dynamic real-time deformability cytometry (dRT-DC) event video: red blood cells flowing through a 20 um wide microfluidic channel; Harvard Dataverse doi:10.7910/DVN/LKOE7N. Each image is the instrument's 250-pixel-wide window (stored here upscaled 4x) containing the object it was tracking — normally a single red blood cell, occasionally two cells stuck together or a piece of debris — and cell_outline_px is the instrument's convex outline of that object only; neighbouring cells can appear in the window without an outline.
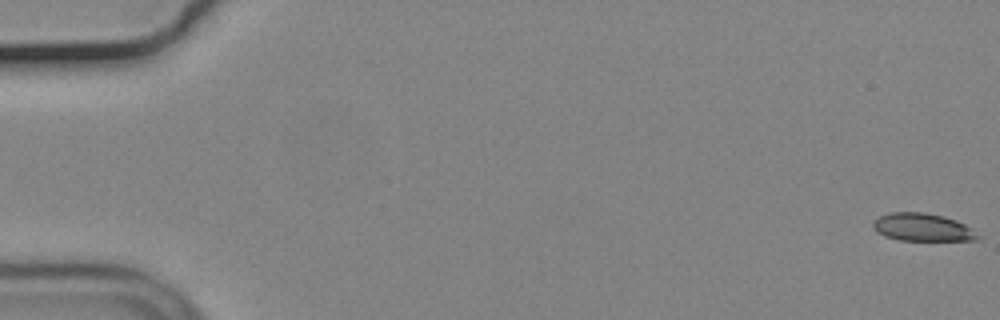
{"species": "common noctule bat (a hibernating species)", "species_latin": "Nyctalus noctula", "temperature_condition": "cold", "stored_images_in_passage": 58, "camera_frame_rate_fps": 3000, "um_per_image_px": 0.085, "animal": {"sex": "male", "body_mass_g": 19.2, "forearm_length_mm": 51.8}, "frame": {"image": 1, "passage_image": 1, "time_ms": 0.0, "image_size_px": [1000, 320], "cell_outline_px": [[980, 236], [976, 240], [900, 240], [884, 236], [876, 232], [872, 228], [872, 224], [880, 216], [892, 212], [924, 212], [944, 216], [956, 220], [964, 224]], "centroid_in_image_um": [78.38, 19.32], "position_along_channel_um": 6.6, "area_um2": 16.82}}
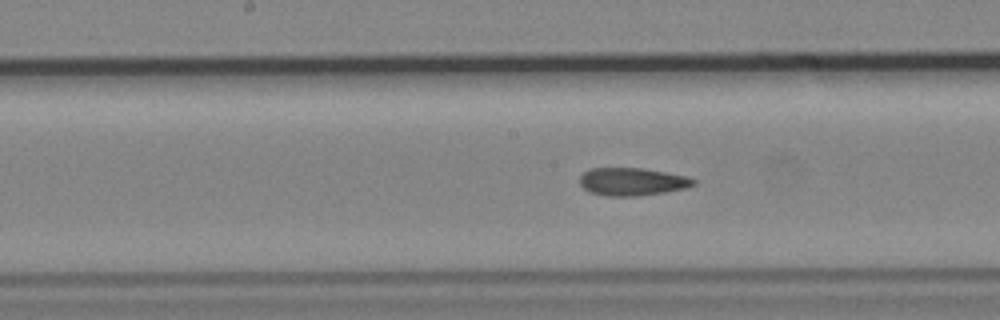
{"frame": {"image": 2, "passage_image": 29, "time_ms": 9.333, "image_size_px": [1000, 320], "cell_outline_px": [[696, 184], [684, 188], [664, 192], [640, 196], [608, 196], [592, 192], [584, 188], [580, 184], [580, 176], [584, 172], [592, 168], [644, 168], [684, 176], [696, 180]], "centroid_in_image_um": [53.72, 15.44], "position_along_channel_um": 194.5, "area_um2": 18.21}}
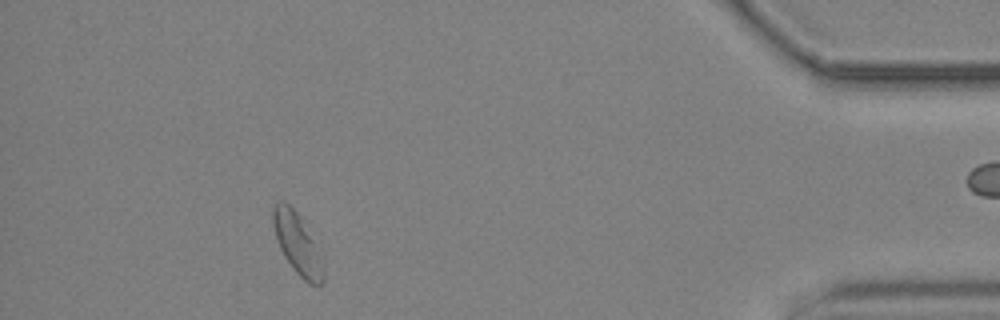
{"frame": {"image": 3, "passage_image": 52, "time_ms": 17.0, "image_size_px": [1000, 320], "cell_outline_px": [[324, 280], [320, 284], [308, 284], [296, 272], [284, 256], [280, 248], [272, 224], [272, 208], [276, 200], [284, 200], [300, 216], [312, 240], [324, 268]], "centroid_in_image_um": [25.22, 20.68], "position_along_channel_um": 410.0, "area_um2": 17.4}, "authors_computed_cell_mechanics": {"area_um2": 17.918, "velocity_mm_per_s": 3.6763, "shape_relaxation_time_tau1_ms": null, "shape_relaxation_time_tau2_ms": 1.4795, "deformation_change_tau1": null, "deformation_change_tau2": 0.0536}}